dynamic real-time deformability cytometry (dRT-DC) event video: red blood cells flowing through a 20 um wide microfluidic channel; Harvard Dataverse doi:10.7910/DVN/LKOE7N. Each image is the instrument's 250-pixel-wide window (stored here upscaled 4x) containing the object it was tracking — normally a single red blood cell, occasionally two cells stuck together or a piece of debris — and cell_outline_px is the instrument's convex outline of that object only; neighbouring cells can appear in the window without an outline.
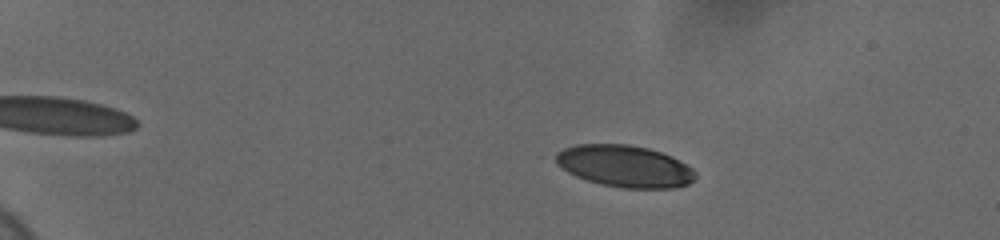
{"species": "human", "species_latin": "Homo sapiens", "temperature_condition": "cold", "stored_images_in_passage": 61, "camera_frame_rate_fps": 3000, "um_per_image_px": 0.085, "donor": {"sex": "female"}, "frame": {"image": 1, "passage_image": 14, "time_ms": 4.333, "image_size_px": [1000, 240], "cell_outline_px": [[696, 176], [688, 184], [676, 188], [620, 188], [600, 184], [576, 176], [568, 172], [556, 164], [548, 156], [564, 148], [576, 144], [628, 144], [648, 148], [672, 156], [692, 168], [696, 172]], "centroid_in_image_um": [53.04, 14.12], "position_along_channel_um": 32.0, "area_um2": 34.45}}
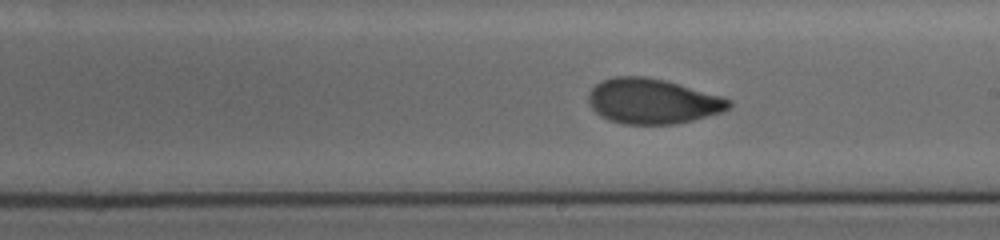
{"frame": {"image": 2, "passage_image": 39, "time_ms": 12.667, "image_size_px": [1000, 240], "cell_outline_px": [[732, 104], [724, 112], [676, 124], [624, 124], [608, 120], [600, 116], [588, 104], [588, 92], [596, 84], [604, 80], [616, 76], [644, 76], [664, 80], [724, 96], [732, 100]], "centroid_in_image_um": [55.48, 8.61], "position_along_channel_um": 233.5, "area_um2": 37.17}}
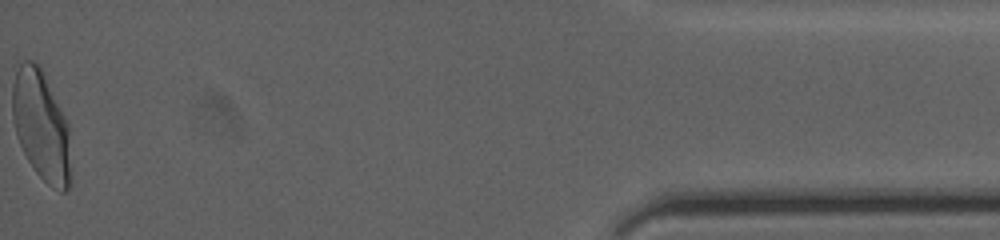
{"frame": {"image": 3, "passage_image": 61, "time_ms": 20.0, "image_size_px": [1000, 240], "cell_outline_px": [[72, 176], [68, 188], [64, 192], [60, 192], [52, 188], [36, 172], [28, 160], [16, 136], [12, 116], [12, 84], [16, 72], [20, 64], [24, 60], [32, 60], [44, 72], [68, 124]], "centroid_in_image_um": [3.51, 10.72], "position_along_channel_um": 431.7, "area_um2": 37.63}, "authors_computed_cell_mechanics": {"area_um2": 35.836, "velocity_mm_per_s": 3.6689, "shape_relaxation_time_tau1_ms": 4.9684, "shape_relaxation_time_tau2_ms": 1.0045, "deformation_change_tau1": 0.1625, "deformation_change_tau2": 0.0559}}